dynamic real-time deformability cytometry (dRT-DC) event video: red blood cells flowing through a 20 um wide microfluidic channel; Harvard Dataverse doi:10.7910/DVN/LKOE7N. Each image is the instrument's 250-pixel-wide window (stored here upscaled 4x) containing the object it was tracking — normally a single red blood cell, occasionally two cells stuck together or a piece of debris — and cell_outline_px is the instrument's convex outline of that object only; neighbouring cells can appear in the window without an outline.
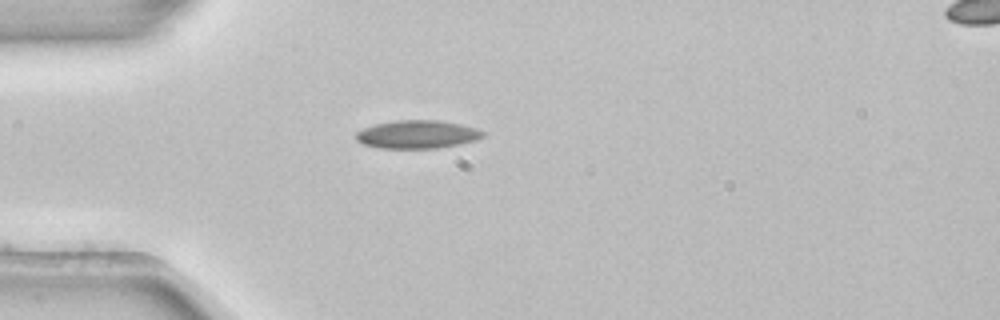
{"species": "common noctule bat (a hibernating species)", "species_latin": "Nyctalus noctula", "temperature_condition": "room temperature", "stored_images_in_passage": 10, "camera_frame_rate_fps": 3000, "um_per_image_px": 0.085, "animal": {"sex": "female", "body_mass_g": 22.7, "forearm_length_mm": 54.2}, "frame": {"image": 1, "passage_image": 1, "time_ms": 0.0, "image_size_px": [1000, 320], "cell_outline_px": [[488, 132], [484, 136], [472, 140], [456, 144], [436, 148], [380, 148], [364, 144], [356, 140], [356, 132], [364, 128], [376, 124], [396, 120], [436, 120], [460, 124], [476, 128]], "centroid_in_image_um": [35.46, 11.41], "position_along_channel_um": 49.5, "area_um2": 20.58}}